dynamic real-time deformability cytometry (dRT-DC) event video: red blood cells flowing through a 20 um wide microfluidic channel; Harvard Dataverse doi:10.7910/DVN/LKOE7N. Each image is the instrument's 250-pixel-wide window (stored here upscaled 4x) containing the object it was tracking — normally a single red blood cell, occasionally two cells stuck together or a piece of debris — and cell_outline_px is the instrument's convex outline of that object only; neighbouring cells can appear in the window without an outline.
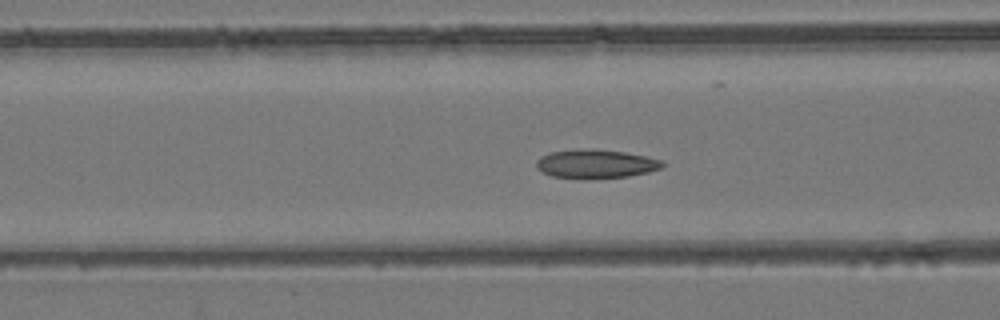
{"species": "common noctule bat (a hibernating species)", "species_latin": "Nyctalus noctula", "temperature_condition": "room temperature", "stored_images_in_passage": 40, "camera_frame_rate_fps": 3000, "um_per_image_px": 0.085, "animal": {"sex": "female", "body_mass_g": 24.6, "forearm_length_mm": 56.2}, "frame": {"image": 1, "passage_image": 7, "time_ms": 2.0, "image_size_px": [1000, 320], "cell_outline_px": [[664, 164], [660, 168], [648, 172], [628, 176], [552, 176], [536, 168], [536, 160], [540, 156], [552, 152], [580, 148], [596, 148], [624, 152], [648, 156], [660, 160]], "centroid_in_image_um": [50.64, 13.87], "position_along_channel_um": 116.0, "area_um2": 20.4}}
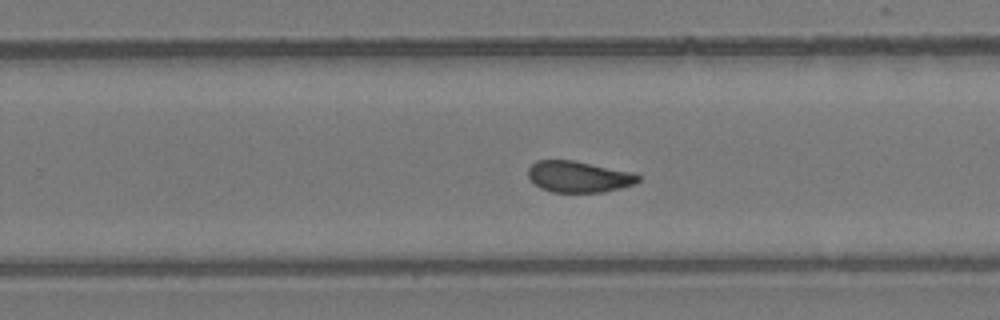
{"frame": {"image": 2, "passage_image": 20, "time_ms": 6.333, "image_size_px": [1000, 320], "cell_outline_px": [[640, 180], [636, 184], [604, 192], [552, 192], [540, 188], [528, 176], [528, 168], [536, 160], [572, 160], [636, 172], [640, 176]], "centroid_in_image_um": [49.23, 15.01], "position_along_channel_um": 280.6, "area_um2": 20.23}}
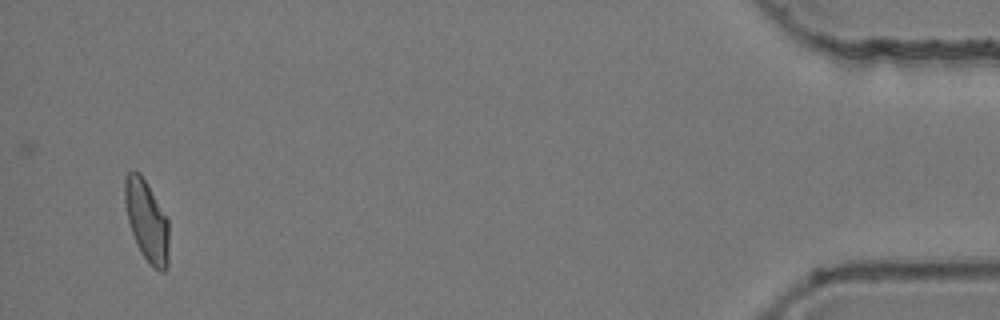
{"frame": {"image": 3, "passage_image": 38, "time_ms": 12.333, "image_size_px": [1000, 320], "cell_outline_px": [[168, 264], [164, 272], [160, 272], [152, 268], [140, 252], [136, 244], [128, 220], [124, 200], [124, 176], [132, 168], [140, 172], [168, 220]], "centroid_in_image_um": [12.45, 18.77], "position_along_channel_um": 422.7, "area_um2": 20.98}, "authors_computed_cell_mechanics": {"area_um2": 20.808, "velocity_mm_per_s": 3.8161, "shape_relaxation_time_tau1_ms": null, "shape_relaxation_time_tau2_ms": 1.8384, "deformation_change_tau1": null, "deformation_change_tau2": 0.0746}}